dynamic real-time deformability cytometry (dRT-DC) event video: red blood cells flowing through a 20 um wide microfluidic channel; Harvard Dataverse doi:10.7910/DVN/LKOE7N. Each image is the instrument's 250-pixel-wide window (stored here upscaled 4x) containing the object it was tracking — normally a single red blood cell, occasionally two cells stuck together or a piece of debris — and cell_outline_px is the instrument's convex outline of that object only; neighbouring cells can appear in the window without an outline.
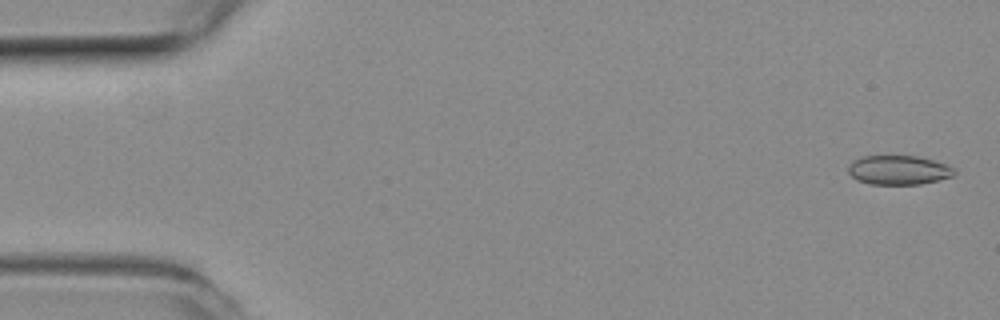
{"species": "common noctule bat (a hibernating species)", "species_latin": "Nyctalus noctula", "temperature_condition": "room temperature", "stored_images_in_passage": 55, "camera_frame_rate_fps": 3000, "um_per_image_px": 0.085, "animal": {"sex": "female", "body_mass_g": 19.3, "forearm_length_mm": 54.1}, "frame": {"image": 1, "passage_image": 2, "time_ms": 0.333, "image_size_px": [1000, 320], "cell_outline_px": [[956, 172], [952, 176], [920, 184], [868, 184], [856, 180], [848, 172], [848, 164], [852, 160], [864, 156], [916, 156], [932, 160], [956, 168]], "centroid_in_image_um": [76.34, 14.45], "position_along_channel_um": 8.7, "area_um2": 18.03}}
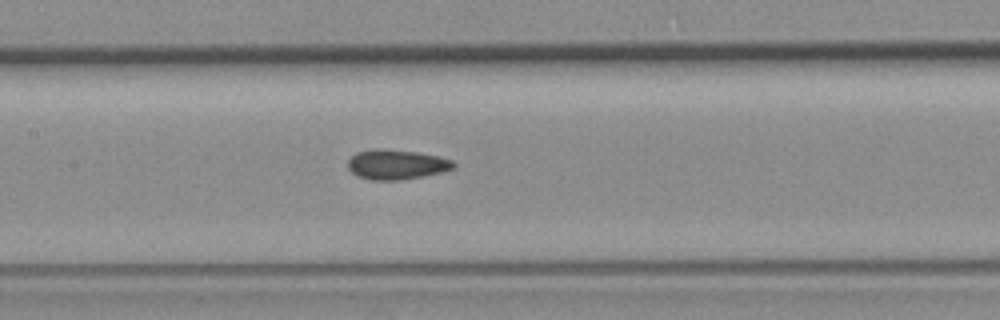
{"frame": {"image": 2, "passage_image": 26, "time_ms": 8.333, "image_size_px": [1000, 320], "cell_outline_px": [[456, 168], [444, 172], [424, 176], [400, 180], [372, 180], [356, 176], [348, 168], [348, 160], [356, 152], [372, 148], [384, 148], [416, 152], [440, 156], [452, 160], [456, 164]], "centroid_in_image_um": [33.72, 13.97], "position_along_channel_um": 173.7, "area_um2": 18.73}}
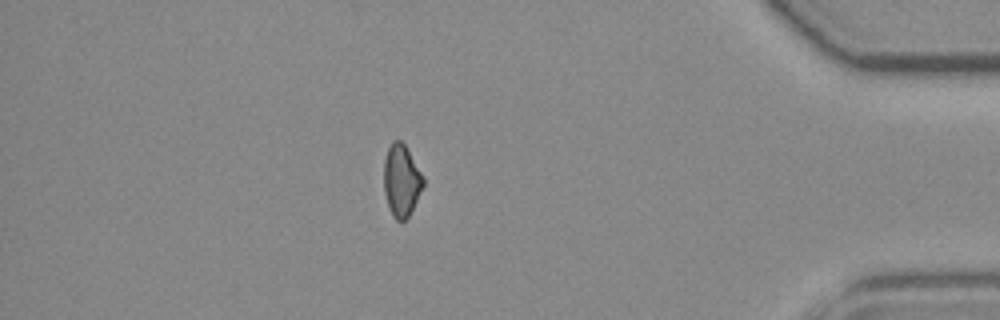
{"frame": {"image": 3, "passage_image": 48, "time_ms": 15.667, "image_size_px": [1000, 320], "cell_outline_px": [[424, 184], [408, 216], [404, 220], [396, 220], [392, 216], [384, 192], [384, 160], [388, 148], [392, 140], [400, 140], [404, 144], [424, 176]], "centroid_in_image_um": [34.11, 15.32], "position_along_channel_um": 401.1, "area_um2": 16.3}, "authors_computed_cell_mechanics": {"area_um2": 17.9758, "velocity_mm_per_s": 3.7204, "shape_relaxation_time_tau1_ms": null, "shape_relaxation_time_tau2_ms": 3.5447, "deformation_change_tau1": null, "deformation_change_tau2": 0.0834}}